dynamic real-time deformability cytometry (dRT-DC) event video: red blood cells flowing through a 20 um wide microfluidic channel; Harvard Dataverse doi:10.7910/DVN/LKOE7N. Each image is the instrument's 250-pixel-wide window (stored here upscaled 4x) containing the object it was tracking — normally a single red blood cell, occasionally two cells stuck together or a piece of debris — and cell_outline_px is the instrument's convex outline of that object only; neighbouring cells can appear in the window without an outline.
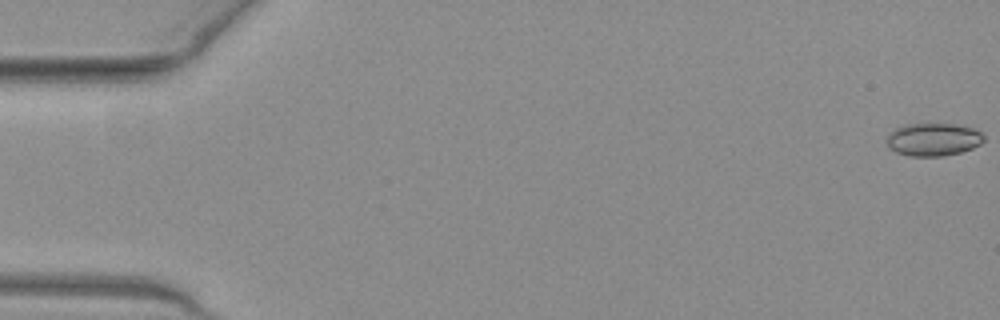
{"species": "common noctule bat (a hibernating species)", "species_latin": "Nyctalus noctula", "temperature_condition": "warm", "stored_images_in_passage": 47, "camera_frame_rate_fps": 3000, "um_per_image_px": 0.085, "animal": {"sex": "female", "body_mass_g": 19.3, "forearm_length_mm": 54.1}, "frame": {"image": 1, "passage_image": 1, "time_ms": 0.0, "image_size_px": [1000, 320], "cell_outline_px": [[984, 140], [980, 144], [972, 148], [960, 152], [944, 156], [912, 156], [896, 152], [888, 144], [888, 136], [896, 128], [904, 124], [960, 124], [972, 128], [980, 132], [984, 136]], "centroid_in_image_um": [79.37, 11.85], "position_along_channel_um": 5.6, "area_um2": 18.38}}
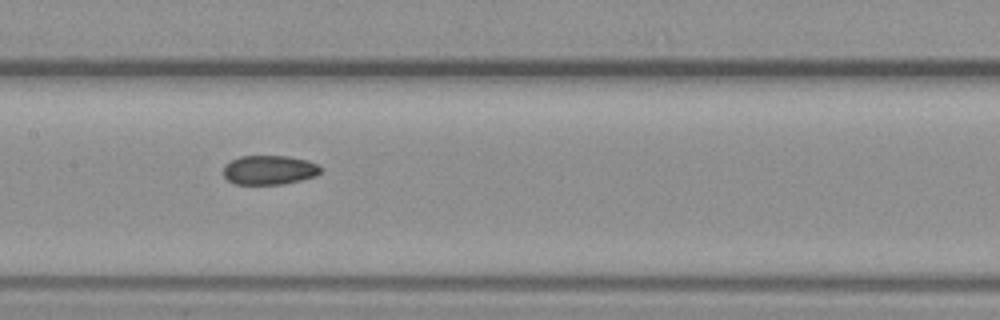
{"frame": {"image": 2, "passage_image": 26, "time_ms": 8.333, "image_size_px": [1000, 320], "cell_outline_px": [[320, 172], [316, 176], [284, 184], [236, 184], [228, 180], [224, 176], [224, 164], [240, 156], [288, 156], [308, 160], [316, 164], [320, 168]], "centroid_in_image_um": [22.88, 14.44], "position_along_channel_um": 184.5, "area_um2": 16.53}}
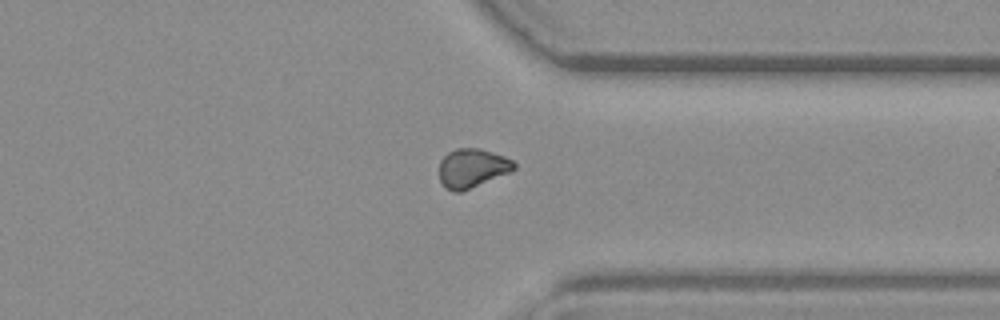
{"frame": {"image": 3, "passage_image": 40, "time_ms": 13.0, "image_size_px": [1000, 320], "cell_outline_px": [[516, 168], [512, 172], [460, 192], [452, 192], [444, 188], [440, 180], [440, 160], [448, 152], [456, 148], [480, 148], [504, 156], [512, 160], [516, 164]], "centroid_in_image_um": [40.14, 14.3], "position_along_channel_um": 371.3, "area_um2": 17.17}, "authors_computed_cell_mechanics": {"area_um2": 17.1666, "velocity_mm_per_s": 4.0446, "shape_relaxation_time_tau1_ms": null, "shape_relaxation_time_tau2_ms": 4.501, "deformation_change_tau1": null, "deformation_change_tau2": 0.0639}}